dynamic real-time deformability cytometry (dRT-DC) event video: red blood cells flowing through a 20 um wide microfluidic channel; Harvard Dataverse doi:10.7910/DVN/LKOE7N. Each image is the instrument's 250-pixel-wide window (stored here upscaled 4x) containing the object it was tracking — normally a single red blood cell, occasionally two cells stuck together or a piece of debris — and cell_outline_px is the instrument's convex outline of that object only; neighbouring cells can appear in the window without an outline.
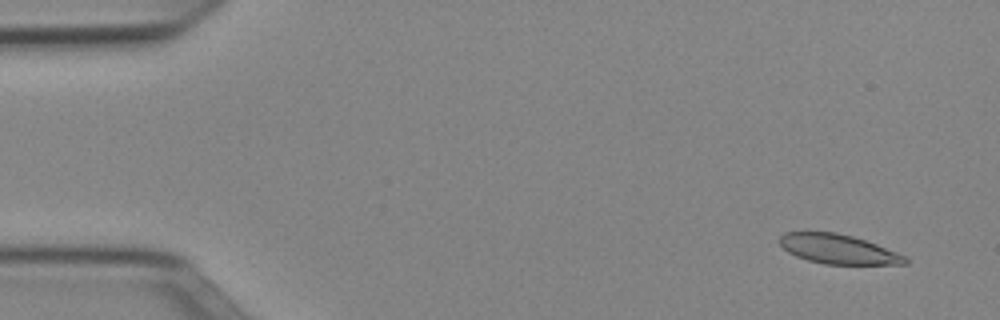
{"species": "Egyptian fruit bat (a non-hibernating species)", "species_latin": "Rousettus aegyptiacus", "temperature_condition": "cold", "stored_images_in_passage": 20, "camera_frame_rate_fps": 3000, "um_per_image_px": 0.085, "animal": {"sex": "female"}, "frame": {"image": 1, "passage_image": 2, "time_ms": 0.333, "image_size_px": [1000, 320], "cell_outline_px": [[908, 264], [824, 264], [808, 260], [796, 256], [788, 252], [776, 240], [784, 232], [836, 232], [852, 236], [876, 244], [896, 252], [904, 256], [908, 260]], "centroid_in_image_um": [71.2, 21.17], "position_along_channel_um": 13.8, "area_um2": 21.44}}
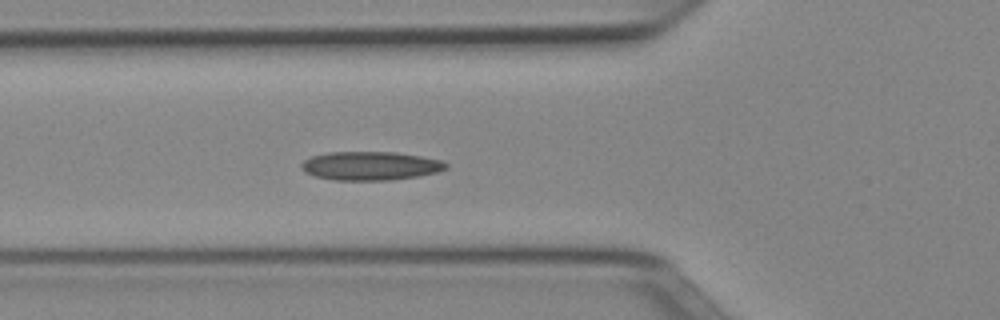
{"frame": {"image": 2, "passage_image": 17, "time_ms": 5.333, "image_size_px": [1000, 320], "cell_outline_px": [[448, 168], [436, 172], [416, 176], [392, 180], [332, 180], [316, 176], [304, 172], [300, 168], [300, 164], [304, 160], [312, 156], [328, 152], [396, 152], [420, 156], [440, 160], [448, 164]], "centroid_in_image_um": [31.45, 14.09], "position_along_channel_um": 94.4, "area_um2": 24.16}}
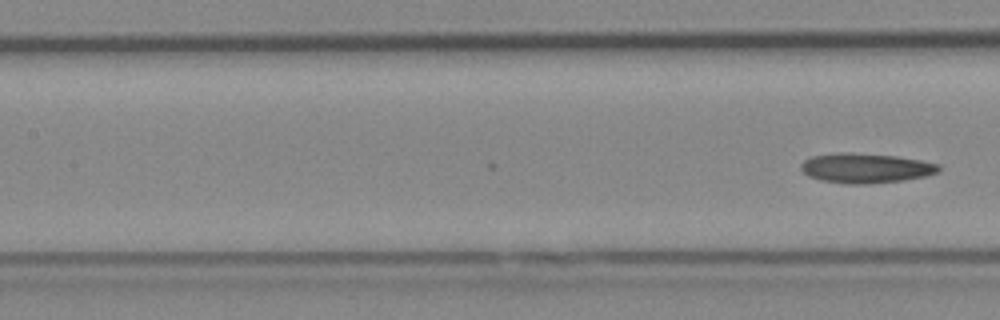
{"frame": {"image": 3, "passage_image": 20, "time_ms": 6.333, "image_size_px": [1000, 320], "cell_outline_px": [[940, 172], [928, 176], [904, 180], [868, 184], [844, 184], [820, 180], [808, 176], [800, 168], [800, 164], [804, 160], [812, 156], [840, 152], [848, 152], [896, 156], [920, 160], [940, 164]], "centroid_in_image_um": [73.6, 14.29], "position_along_channel_um": 133.8, "area_um2": 24.16}}